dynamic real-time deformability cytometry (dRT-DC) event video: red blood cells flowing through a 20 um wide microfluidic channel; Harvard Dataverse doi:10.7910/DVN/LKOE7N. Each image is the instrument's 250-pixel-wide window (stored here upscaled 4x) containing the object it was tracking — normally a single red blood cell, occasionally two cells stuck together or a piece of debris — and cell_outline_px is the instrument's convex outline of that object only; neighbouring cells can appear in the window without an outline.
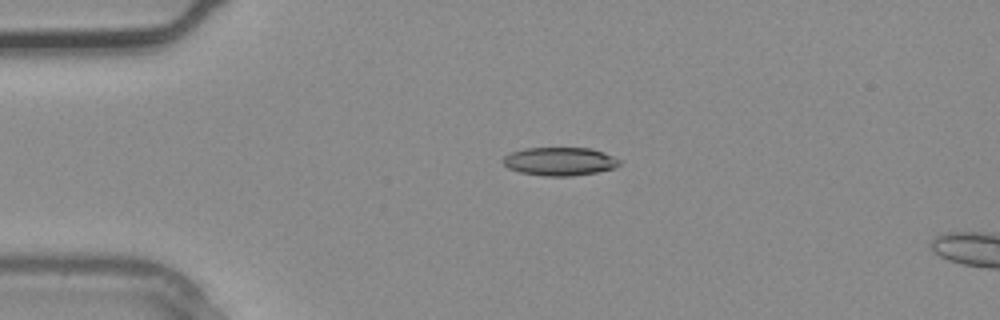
{"species": "common noctule bat (a hibernating species)", "species_latin": "Nyctalus noctula", "temperature_condition": "warm", "stored_images_in_passage": 3, "camera_frame_rate_fps": 3000, "um_per_image_px": 0.085, "animal": {"sex": "male", "body_mass_g": 20.4}, "frame": {"image": 1, "passage_image": 2, "time_ms": 0.333, "image_size_px": [1000, 320], "cell_outline_px": [[620, 164], [612, 168], [596, 172], [572, 176], [544, 176], [520, 172], [508, 168], [500, 160], [504, 156], [512, 152], [524, 148], [592, 148], [604, 152], [620, 160]], "centroid_in_image_um": [47.54, 13.71], "position_along_channel_um": 37.5, "area_um2": 19.19}}